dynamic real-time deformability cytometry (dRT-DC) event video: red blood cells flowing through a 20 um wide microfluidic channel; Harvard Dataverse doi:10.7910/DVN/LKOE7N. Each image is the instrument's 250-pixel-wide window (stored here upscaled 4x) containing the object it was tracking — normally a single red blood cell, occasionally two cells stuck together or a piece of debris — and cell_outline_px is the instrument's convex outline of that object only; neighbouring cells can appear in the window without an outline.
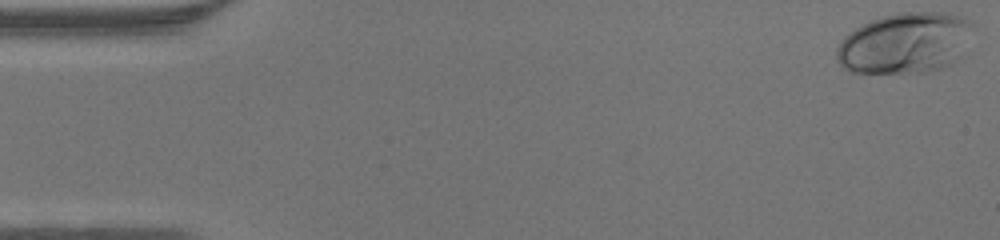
{"species": "human", "species_latin": "Homo sapiens", "temperature_condition": "warm", "stored_images_in_passage": 47, "camera_frame_rate_fps": 3000, "um_per_image_px": 0.085, "donor": {"sex": "male"}, "frame": {"image": 1, "passage_image": 1, "time_ms": 0.0, "image_size_px": [1000, 240], "cell_outline_px": [[972, 24], [960, 56], [952, 64], [940, 68], [924, 72], [848, 72], [836, 60], [836, 48], [840, 40], [848, 32], [872, 20], [884, 16], [900, 12], [940, 12], [960, 16], [968, 20]], "centroid_in_image_um": [76.86, 3.66], "position_along_channel_um": 8.1, "area_um2": 47.8}}
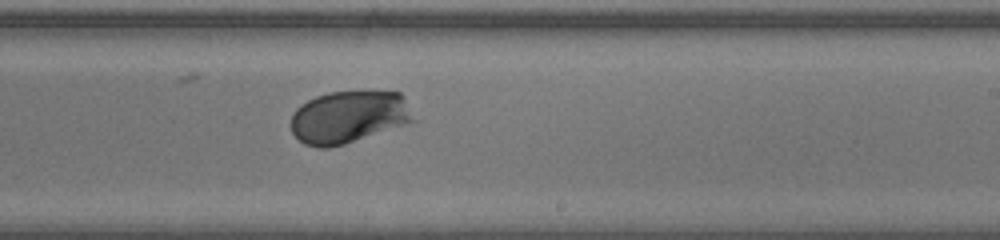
{"frame": {"image": 2, "passage_image": 28, "time_ms": 9.0, "image_size_px": [1000, 240], "cell_outline_px": [[420, 120], [344, 144], [328, 148], [320, 148], [304, 144], [292, 132], [292, 112], [300, 104], [316, 96], [328, 92], [400, 92]], "centroid_in_image_um": [29.69, 9.95], "position_along_channel_um": 259.3, "area_um2": 37.63}}
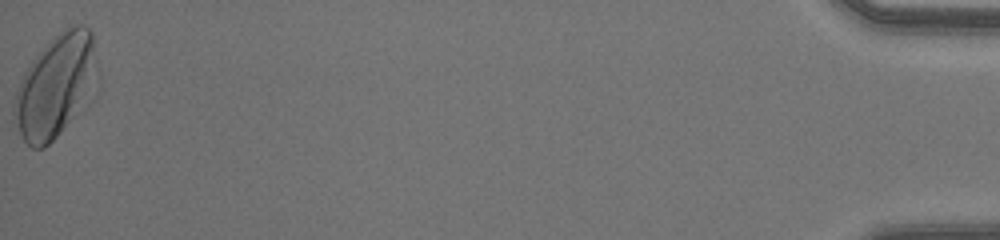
{"frame": {"image": 3, "passage_image": 47, "time_ms": 15.333, "image_size_px": [1000, 240], "cell_outline_px": [[92, 48], [84, 76], [72, 116], [56, 136], [44, 148], [32, 148], [20, 136], [12, 112], [16, 92], [20, 80], [24, 72], [32, 60], [52, 36], [64, 28], [76, 24], [84, 24], [92, 32]], "centroid_in_image_um": [4.43, 7.29], "position_along_channel_um": 430.8, "area_um2": 44.68}}